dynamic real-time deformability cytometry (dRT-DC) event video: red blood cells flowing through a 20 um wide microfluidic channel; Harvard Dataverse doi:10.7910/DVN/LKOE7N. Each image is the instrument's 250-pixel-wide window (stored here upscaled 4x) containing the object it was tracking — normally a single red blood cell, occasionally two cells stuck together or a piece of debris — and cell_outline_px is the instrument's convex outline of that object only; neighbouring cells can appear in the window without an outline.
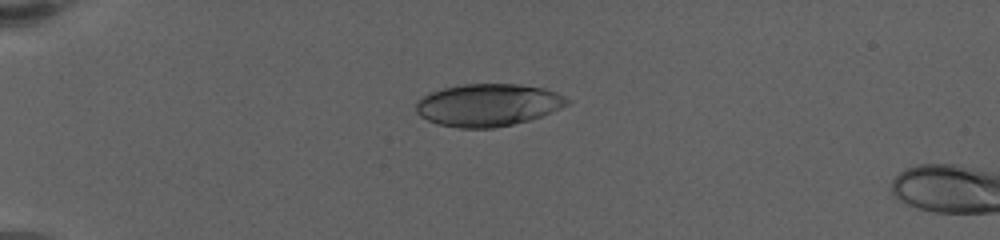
{"species": "human", "species_latin": "Homo sapiens", "temperature_condition": "warm", "stored_images_in_passage": 5, "camera_frame_rate_fps": 3000, "um_per_image_px": 0.085, "donor": {"sex": "female"}, "frame": {"image": 1, "passage_image": 2, "time_ms": 0.333, "image_size_px": [1000, 240], "cell_outline_px": [[572, 100], [568, 104], [560, 108], [540, 116], [528, 120], [512, 124], [492, 128], [460, 128], [436, 124], [420, 116], [416, 112], [416, 104], [424, 96], [432, 92], [444, 88], [464, 84], [520, 84], [544, 88], [556, 92]], "centroid_in_image_um": [41.49, 8.92], "position_along_channel_um": 43.5, "area_um2": 37.17}}